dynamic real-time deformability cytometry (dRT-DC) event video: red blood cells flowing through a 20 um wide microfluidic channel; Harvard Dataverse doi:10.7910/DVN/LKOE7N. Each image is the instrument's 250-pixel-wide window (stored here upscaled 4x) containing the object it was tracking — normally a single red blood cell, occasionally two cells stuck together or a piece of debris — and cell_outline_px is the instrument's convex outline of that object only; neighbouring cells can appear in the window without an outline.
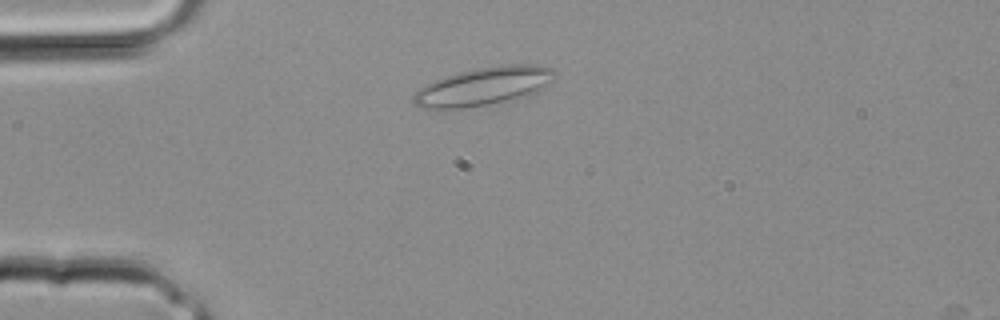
{"species": "common noctule bat (a hibernating species)", "species_latin": "Nyctalus noctula", "temperature_condition": "room temperature", "stored_images_in_passage": 30, "camera_frame_rate_fps": 3000, "um_per_image_px": 0.085, "animal": {"sex": "male", "body_mass_g": 20.4}, "frame": {"image": 1, "passage_image": 5, "time_ms": 1.333, "image_size_px": [1000, 320], "cell_outline_px": [[556, 72], [552, 80], [540, 92], [488, 104], [440, 112], [416, 104], [412, 100], [412, 96], [424, 84], [460, 72], [476, 68], [504, 64], [536, 64], [556, 68]], "centroid_in_image_um": [41.12, 7.34], "position_along_channel_um": 43.9, "area_um2": 31.73}}
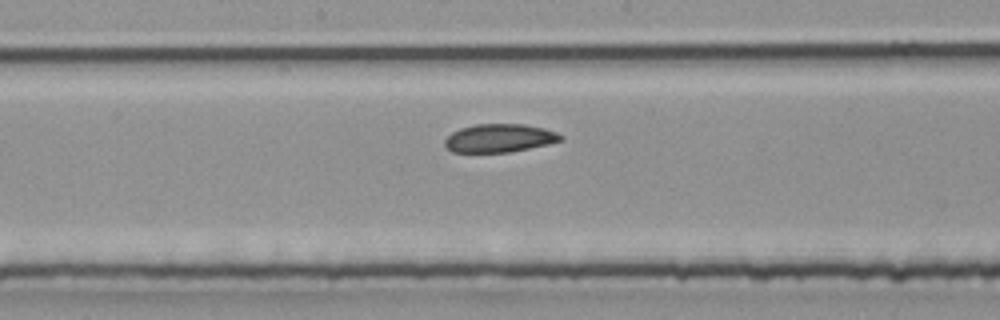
{"frame": {"image": 2, "passage_image": 14, "time_ms": 4.333, "image_size_px": [1000, 320], "cell_outline_px": [[564, 140], [548, 144], [508, 152], [452, 152], [444, 144], [444, 140], [452, 132], [460, 128], [476, 124], [524, 124], [544, 128], [556, 132], [564, 136]], "centroid_in_image_um": [42.46, 11.73], "position_along_channel_um": 205.7, "area_um2": 19.07}}
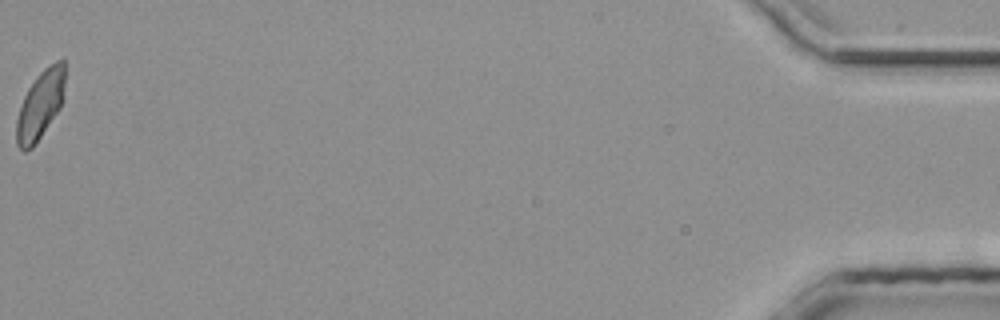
{"frame": {"image": 3, "passage_image": 30, "time_ms": 9.667, "image_size_px": [1000, 320], "cell_outline_px": [[64, 100], [60, 108], [36, 144], [32, 148], [24, 152], [16, 144], [16, 120], [24, 96], [28, 88], [36, 76], [44, 68], [56, 60], [64, 60]], "centroid_in_image_um": [3.42, 8.93], "position_along_channel_um": 431.8, "area_um2": 19.48}}